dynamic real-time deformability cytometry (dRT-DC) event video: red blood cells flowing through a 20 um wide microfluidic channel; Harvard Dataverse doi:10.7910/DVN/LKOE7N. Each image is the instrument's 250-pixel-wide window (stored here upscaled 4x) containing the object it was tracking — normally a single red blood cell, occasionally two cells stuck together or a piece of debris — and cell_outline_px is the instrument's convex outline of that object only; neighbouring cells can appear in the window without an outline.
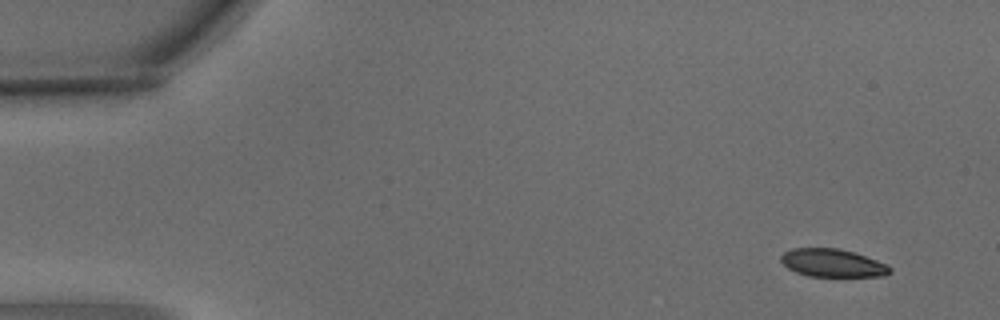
{"species": "common noctule bat (a hibernating species)", "species_latin": "Nyctalus noctula", "temperature_condition": "warm", "stored_images_in_passage": 5, "camera_frame_rate_fps": 3000, "um_per_image_px": 0.085, "animal": {"sex": "male", "body_mass_g": 15.6}, "frame": {"image": 1, "passage_image": 1, "time_ms": 0.0, "image_size_px": [1000, 320], "cell_outline_px": [[892, 272], [884, 276], [808, 276], [796, 272], [788, 268], [780, 260], [780, 256], [784, 252], [792, 248], [840, 248], [888, 264], [892, 268]], "centroid_in_image_um": [70.77, 22.35], "position_along_channel_um": 14.2, "area_um2": 17.74}}
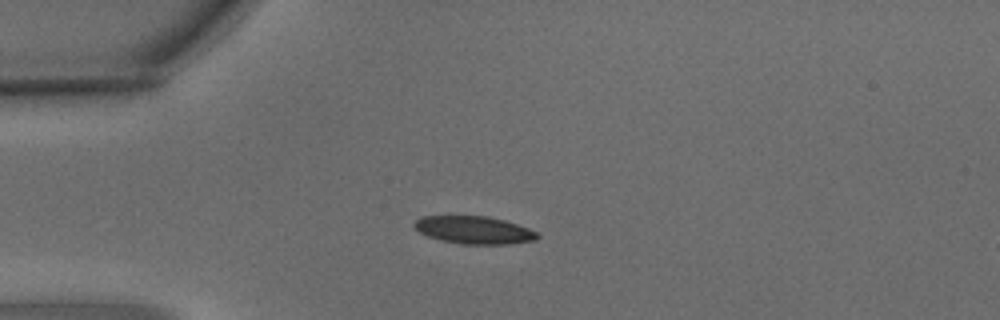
{"frame": {"image": 2, "passage_image": 4, "time_ms": 1.0, "image_size_px": [1000, 320], "cell_outline_px": [[540, 236], [536, 240], [512, 244], [460, 244], [440, 240], [428, 236], [420, 232], [412, 224], [420, 216], [488, 216], [504, 220], [528, 228], [536, 232]], "centroid_in_image_um": [40.29, 19.55], "position_along_channel_um": 44.7, "area_um2": 19.88}}